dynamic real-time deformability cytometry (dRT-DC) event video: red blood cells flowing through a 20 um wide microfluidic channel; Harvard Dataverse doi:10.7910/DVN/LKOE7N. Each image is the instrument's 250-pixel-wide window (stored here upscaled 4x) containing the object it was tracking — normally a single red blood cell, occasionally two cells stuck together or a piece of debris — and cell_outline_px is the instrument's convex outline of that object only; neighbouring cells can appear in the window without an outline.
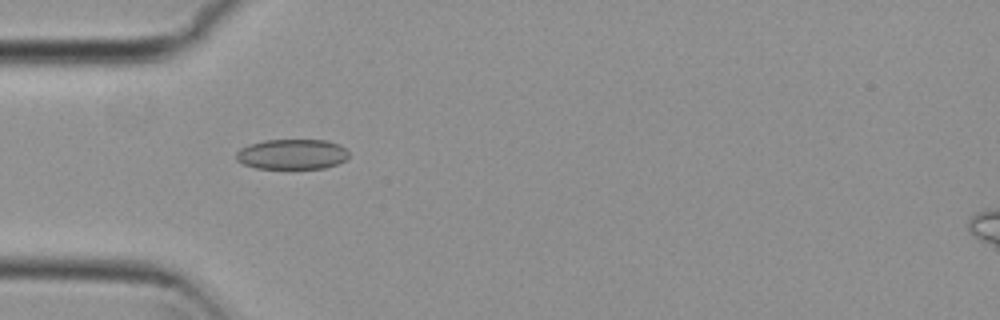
{"species": "common noctule bat (a hibernating species)", "species_latin": "Nyctalus noctula", "temperature_condition": "cold", "stored_images_in_passage": 5, "camera_frame_rate_fps": 3000, "um_per_image_px": 0.085, "animal": {"sex": "female", "body_mass_g": 29.2, "forearm_length_mm": 56.3}, "frame": {"image": 1, "passage_image": 4, "time_ms": 1.0, "image_size_px": [1000, 320], "cell_outline_px": [[348, 156], [344, 160], [336, 164], [324, 168], [256, 168], [244, 164], [236, 160], [236, 152], [240, 148], [248, 144], [264, 140], [328, 140], [340, 144], [348, 152]], "centroid_in_image_um": [24.8, 13.1], "position_along_channel_um": 60.2, "area_um2": 19.83}}
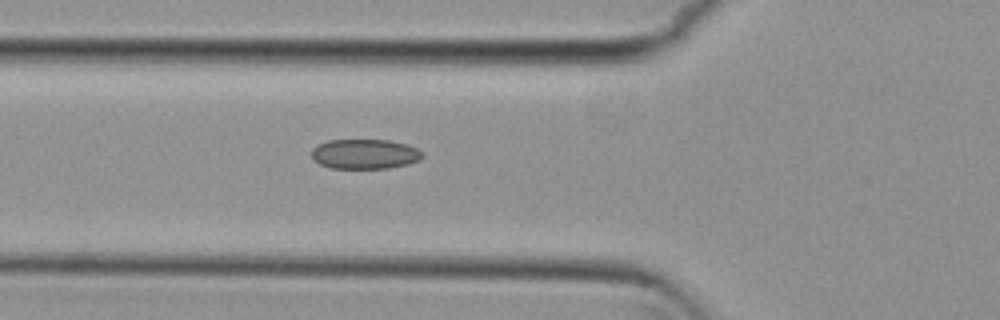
{"frame": {"image": 2, "passage_image": 5, "time_ms": 1.333, "image_size_px": [1000, 320], "cell_outline_px": [[424, 156], [420, 160], [408, 164], [388, 168], [332, 168], [320, 164], [312, 160], [312, 148], [328, 140], [388, 140], [404, 144], [416, 148], [424, 152]], "centroid_in_image_um": [31.02, 13.09], "position_along_channel_um": 94.8, "area_um2": 19.25}}